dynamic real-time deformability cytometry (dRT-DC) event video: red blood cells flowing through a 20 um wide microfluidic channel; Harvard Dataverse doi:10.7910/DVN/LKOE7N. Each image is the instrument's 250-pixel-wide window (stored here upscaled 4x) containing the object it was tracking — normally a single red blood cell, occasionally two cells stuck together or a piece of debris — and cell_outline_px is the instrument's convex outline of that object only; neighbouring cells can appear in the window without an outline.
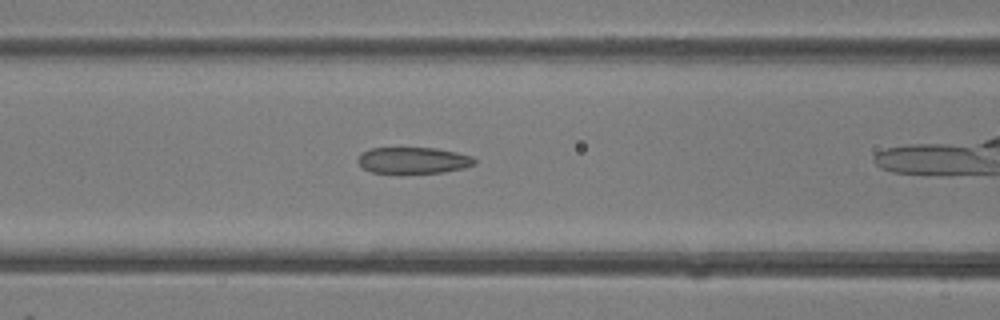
{"species": "common noctule bat (a hibernating species)", "species_latin": "Nyctalus noctula", "temperature_condition": "room temperature", "stored_images_in_passage": 23, "camera_frame_rate_fps": 3000, "um_per_image_px": 0.085, "animal": {"sex": "female"}, "frame": {"image": 1, "passage_image": 7, "time_ms": 2.0, "image_size_px": [1000, 320], "cell_outline_px": [[476, 164], [464, 168], [444, 172], [372, 172], [364, 168], [356, 160], [360, 152], [372, 148], [436, 148], [456, 152], [472, 156], [476, 160]], "centroid_in_image_um": [35.14, 13.61], "position_along_channel_um": 131.5, "area_um2": 17.74}}
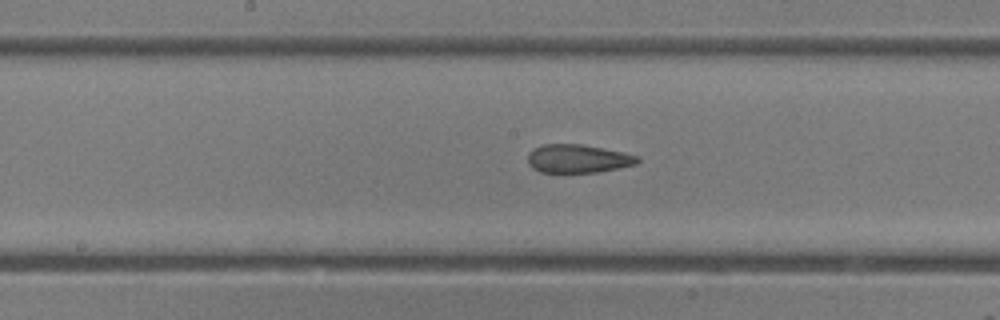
{"frame": {"image": 2, "passage_image": 11, "time_ms": 3.333, "image_size_px": [1000, 320], "cell_outline_px": [[640, 160], [636, 164], [600, 172], [540, 172], [532, 168], [528, 164], [528, 152], [532, 148], [544, 144], [580, 144], [624, 152], [636, 156]], "centroid_in_image_um": [49.08, 13.48], "position_along_channel_um": 199.1, "area_um2": 18.15}}
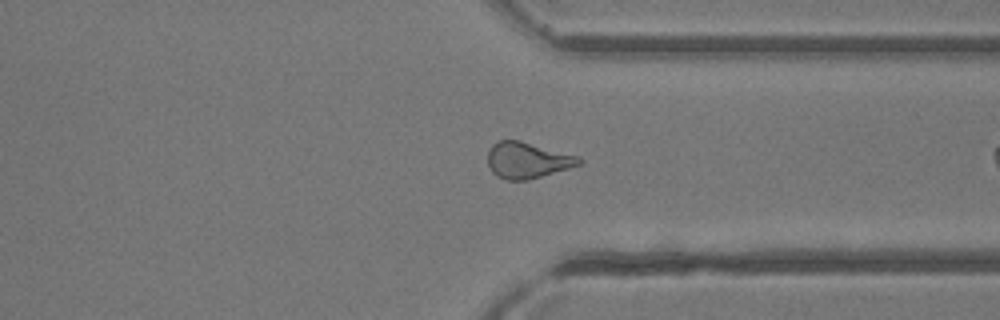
{"frame": {"image": 3, "passage_image": 21, "time_ms": 6.667, "image_size_px": [1000, 320], "cell_outline_px": [[584, 160], [580, 164], [568, 168], [528, 180], [504, 180], [496, 176], [492, 172], [488, 164], [488, 152], [492, 144], [496, 140], [520, 140], [580, 156]], "centroid_in_image_um": [44.82, 13.61], "position_along_channel_um": 366.6, "area_um2": 19.36}}